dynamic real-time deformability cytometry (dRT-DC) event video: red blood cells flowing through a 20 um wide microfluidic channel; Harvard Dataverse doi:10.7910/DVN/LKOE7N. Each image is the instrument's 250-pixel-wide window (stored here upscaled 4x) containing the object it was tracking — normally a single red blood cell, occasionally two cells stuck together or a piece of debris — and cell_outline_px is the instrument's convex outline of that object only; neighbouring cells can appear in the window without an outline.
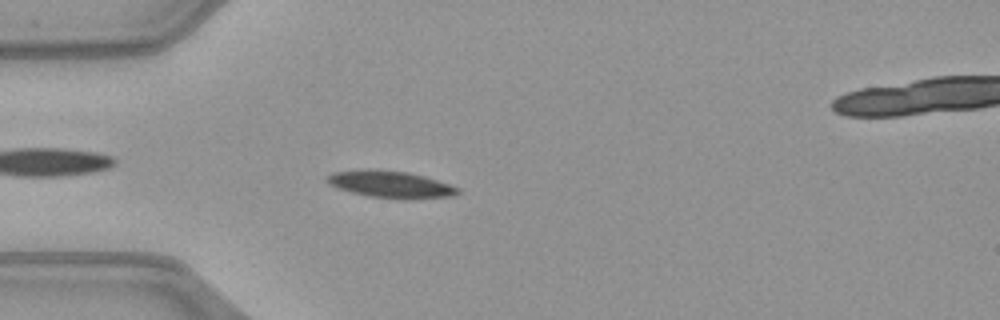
{"species": "common noctule bat (a hibernating species)", "species_latin": "Nyctalus noctula", "temperature_condition": "warm", "stored_images_in_passage": 49, "segment_of_instrument_passage": [1, 2], "camera_frame_rate_fps": 3000, "um_per_image_px": 0.085, "animal": {"sex": "female", "body_mass_g": 21.9}, "frame": {"image": 1, "passage_image": 12, "time_ms": 3.667, "image_size_px": [1000, 320], "cell_outline_px": [[460, 192], [452, 196], [404, 200], [368, 196], [336, 188], [328, 184], [324, 180], [324, 176], [332, 172], [408, 172], [424, 176], [460, 188]], "centroid_in_image_um": [33.22, 15.73], "position_along_channel_um": 51.8, "area_um2": 19.83}}
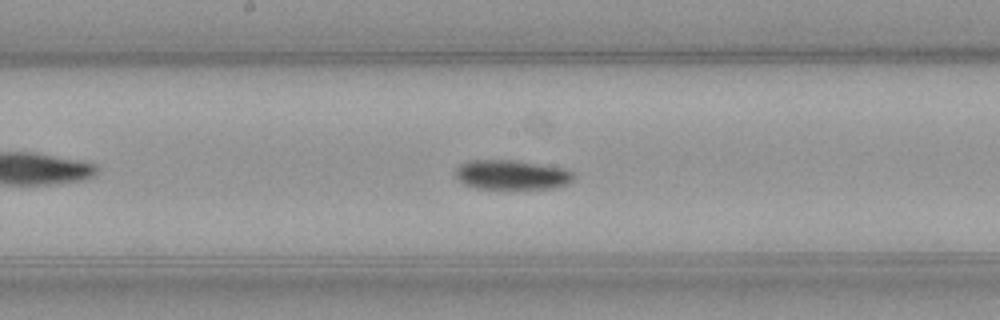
{"frame": {"image": 2, "passage_image": 24, "time_ms": 7.667, "image_size_px": [1000, 320], "cell_outline_px": [[576, 176], [568, 184], [552, 188], [476, 188], [464, 184], [456, 180], [456, 168], [460, 164], [468, 160], [516, 160], [564, 168], [572, 172]], "centroid_in_image_um": [43.48, 14.85], "position_along_channel_um": 204.7, "area_um2": 20.4}}
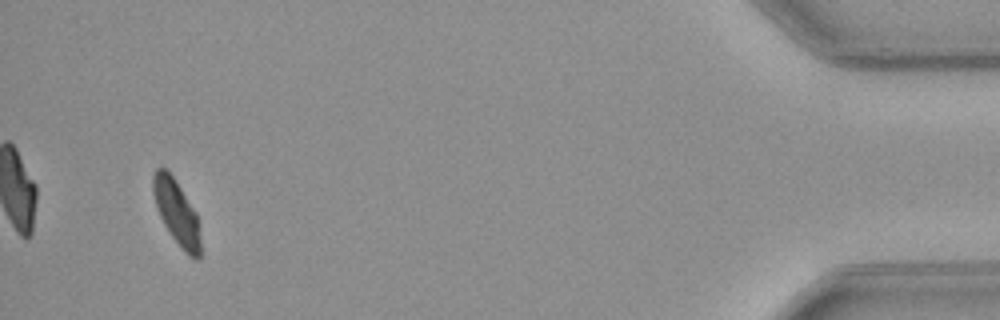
{"frame": {"image": 3, "passage_image": 46, "time_ms": 15.0, "image_size_px": [1000, 320], "cell_outline_px": [[200, 260], [196, 260], [188, 256], [184, 252], [172, 236], [164, 224], [156, 208], [152, 192], [152, 176], [156, 168], [168, 168], [176, 180], [196, 212], [200, 240]], "centroid_in_image_um": [14.99, 18.02], "position_along_channel_um": 420.2, "area_um2": 18.03}}